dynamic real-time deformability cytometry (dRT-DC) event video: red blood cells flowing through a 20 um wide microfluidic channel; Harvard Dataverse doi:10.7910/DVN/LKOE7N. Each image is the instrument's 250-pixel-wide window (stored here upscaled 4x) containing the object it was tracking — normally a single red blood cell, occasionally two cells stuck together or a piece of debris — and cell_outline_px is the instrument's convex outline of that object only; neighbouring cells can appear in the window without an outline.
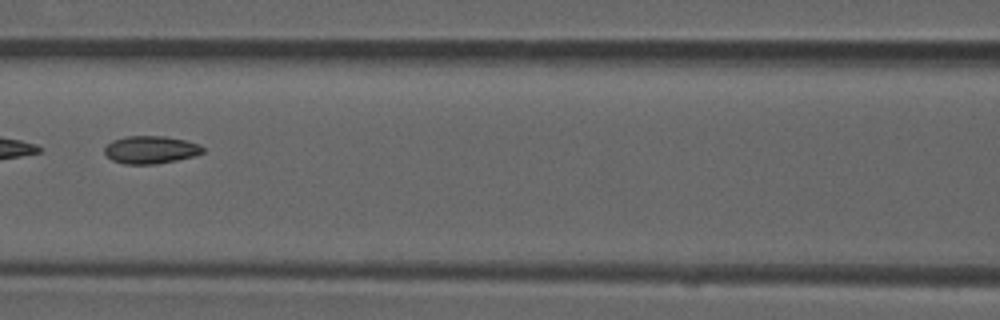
{"species": "common noctule bat (a hibernating species)", "species_latin": "Nyctalus noctula", "temperature_condition": "room temperature", "stored_images_in_passage": 9, "camera_frame_rate_fps": 3000, "um_per_image_px": 0.085, "animal": {"sex": "male", "forearm_length_mm": 52.5}, "frame": {"image": 1, "passage_image": 8, "time_ms": 2.333, "image_size_px": [1000, 320], "cell_outline_px": [[204, 152], [196, 156], [156, 164], [124, 164], [112, 160], [104, 152], [104, 148], [112, 140], [128, 136], [164, 136], [184, 140], [200, 144], [204, 148]], "centroid_in_image_um": [12.83, 12.73], "position_along_channel_um": 153.8, "area_um2": 15.9}}
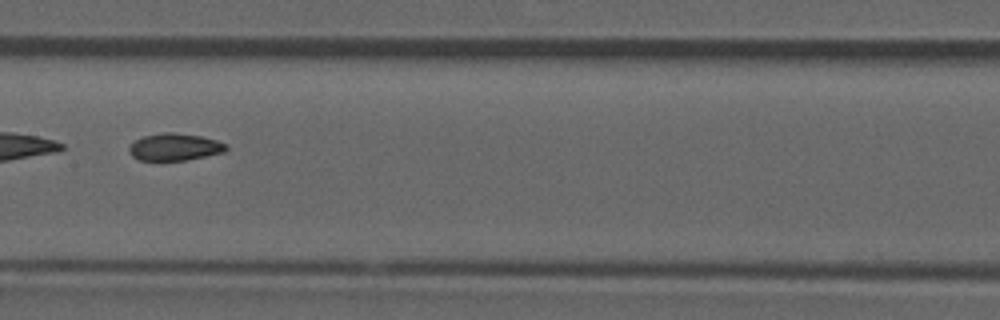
{"frame": {"image": 2, "passage_image": 9, "time_ms": 2.667, "image_size_px": [1000, 320], "cell_outline_px": [[228, 148], [224, 152], [184, 160], [140, 160], [132, 156], [128, 148], [136, 140], [144, 136], [164, 132], [172, 132], [200, 136], [216, 140], [228, 144]], "centroid_in_image_um": [14.87, 12.49], "position_along_channel_um": 192.5, "area_um2": 15.14}}